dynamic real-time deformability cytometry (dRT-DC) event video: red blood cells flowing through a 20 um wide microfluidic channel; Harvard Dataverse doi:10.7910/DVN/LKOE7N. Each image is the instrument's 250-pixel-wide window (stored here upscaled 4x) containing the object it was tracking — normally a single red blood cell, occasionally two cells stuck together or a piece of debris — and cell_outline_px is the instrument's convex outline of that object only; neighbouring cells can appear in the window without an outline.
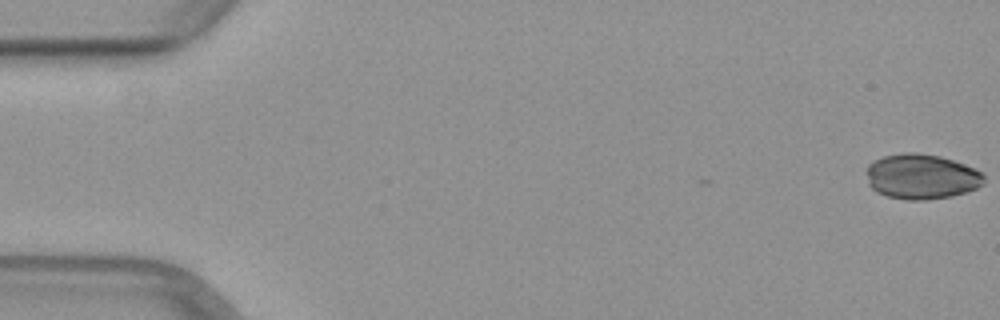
{"species": "common noctule bat (a hibernating species)", "species_latin": "Nyctalus noctula", "temperature_condition": "warm", "stored_images_in_passage": 13, "camera_frame_rate_fps": 3000, "um_per_image_px": 0.085, "animal": {"sex": "female", "body_mass_g": 29.2, "forearm_length_mm": 56.3}, "frame": {"image": 1, "passage_image": 1, "time_ms": 0.0, "image_size_px": [1000, 320], "cell_outline_px": [[984, 184], [968, 192], [952, 196], [924, 200], [908, 200], [888, 196], [876, 192], [868, 184], [864, 172], [868, 164], [872, 160], [884, 156], [904, 152], [916, 152], [940, 156], [976, 168], [984, 172]], "centroid_in_image_um": [78.31, 15.0], "position_along_channel_um": 6.7, "area_um2": 31.44}}